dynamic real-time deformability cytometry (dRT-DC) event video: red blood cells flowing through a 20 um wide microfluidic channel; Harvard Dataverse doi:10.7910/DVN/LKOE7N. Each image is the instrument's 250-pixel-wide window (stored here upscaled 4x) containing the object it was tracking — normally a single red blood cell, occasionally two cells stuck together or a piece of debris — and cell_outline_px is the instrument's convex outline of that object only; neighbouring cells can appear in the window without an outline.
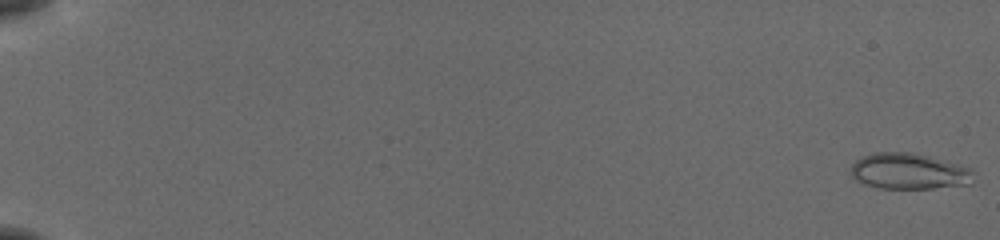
{"species": "common noctule bat (a hibernating species)", "species_latin": "Nyctalus noctula", "temperature_condition": "cold", "stored_images_in_passage": 55, "camera_frame_rate_fps": 3000, "um_per_image_px": 0.085, "animal": {"sex": "female", "body_mass_g": 19.5, "forearm_length_mm": 54.1}, "frame": {"image": 1, "passage_image": 1, "time_ms": 0.0, "image_size_px": [1000, 240], "cell_outline_px": [[972, 184], [932, 188], [880, 188], [864, 184], [856, 180], [852, 176], [852, 164], [856, 160], [864, 156], [876, 152], [908, 152], [924, 156], [968, 168]], "centroid_in_image_um": [77.17, 14.57], "position_along_channel_um": 7.8, "area_um2": 24.85}}
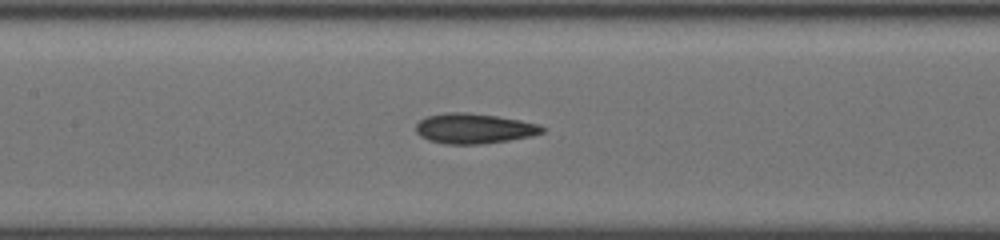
{"frame": {"image": 2, "passage_image": 29, "time_ms": 9.333, "image_size_px": [1000, 240], "cell_outline_px": [[544, 132], [532, 136], [508, 140], [480, 144], [444, 144], [428, 140], [420, 136], [416, 132], [416, 124], [420, 120], [428, 116], [444, 112], [464, 112], [496, 116], [520, 120], [540, 124], [544, 128]], "centroid_in_image_um": [40.28, 10.92], "position_along_channel_um": 167.1, "area_um2": 22.2}}
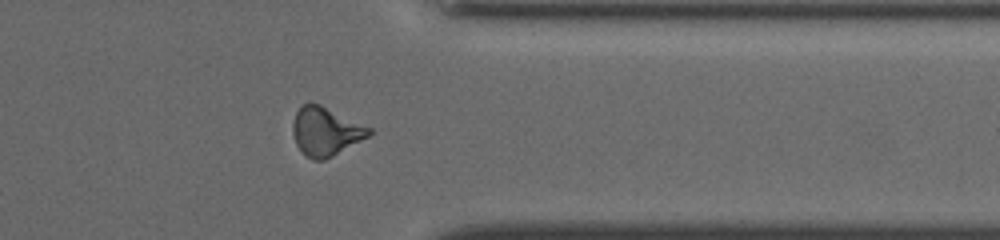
{"frame": {"image": 3, "passage_image": 46, "time_ms": 15.0, "image_size_px": [1000, 240], "cell_outline_px": [[372, 132], [368, 136], [332, 156], [324, 160], [312, 160], [304, 156], [296, 144], [292, 132], [292, 124], [296, 112], [308, 100], [320, 104], [372, 128]], "centroid_in_image_um": [27.64, 11.16], "position_along_channel_um": 383.8, "area_um2": 21.62}, "authors_computed_cell_mechanics": {"area_um2": 21.964, "velocity_mm_per_s": 3.8871, "shape_relaxation_time_tau1_ms": 5.1346, "shape_relaxation_time_tau2_ms": 2.5636, "deformation_change_tau1": 0.1362, "deformation_change_tau2": 0.0974}}